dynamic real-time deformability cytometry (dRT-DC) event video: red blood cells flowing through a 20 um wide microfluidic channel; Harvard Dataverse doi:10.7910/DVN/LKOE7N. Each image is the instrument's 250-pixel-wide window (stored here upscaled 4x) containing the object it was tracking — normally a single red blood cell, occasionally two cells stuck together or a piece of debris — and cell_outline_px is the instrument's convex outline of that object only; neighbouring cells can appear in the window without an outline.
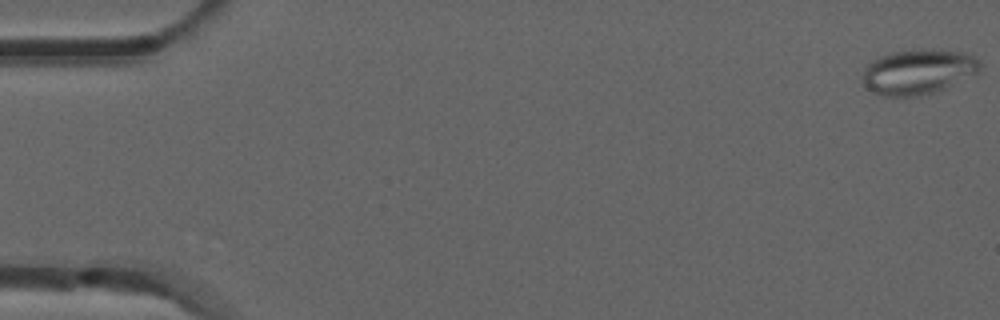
{"species": "common noctule bat (a hibernating species)", "species_latin": "Nyctalus noctula", "temperature_condition": "room temperature", "stored_images_in_passage": 9, "camera_frame_rate_fps": 3000, "um_per_image_px": 0.085, "animal": {"sex": "male", "forearm_length_mm": 52.5}, "frame": {"image": 1, "passage_image": 1, "time_ms": 0.0, "image_size_px": [1000, 320], "cell_outline_px": [[980, 68], [976, 72], [944, 88], [932, 92], [916, 96], [884, 96], [872, 92], [864, 84], [864, 72], [868, 64], [880, 56], [892, 52], [920, 48], [932, 48], [964, 52], [980, 60]], "centroid_in_image_um": [78.03, 6.07], "position_along_channel_um": 7.0, "area_um2": 30.46}}